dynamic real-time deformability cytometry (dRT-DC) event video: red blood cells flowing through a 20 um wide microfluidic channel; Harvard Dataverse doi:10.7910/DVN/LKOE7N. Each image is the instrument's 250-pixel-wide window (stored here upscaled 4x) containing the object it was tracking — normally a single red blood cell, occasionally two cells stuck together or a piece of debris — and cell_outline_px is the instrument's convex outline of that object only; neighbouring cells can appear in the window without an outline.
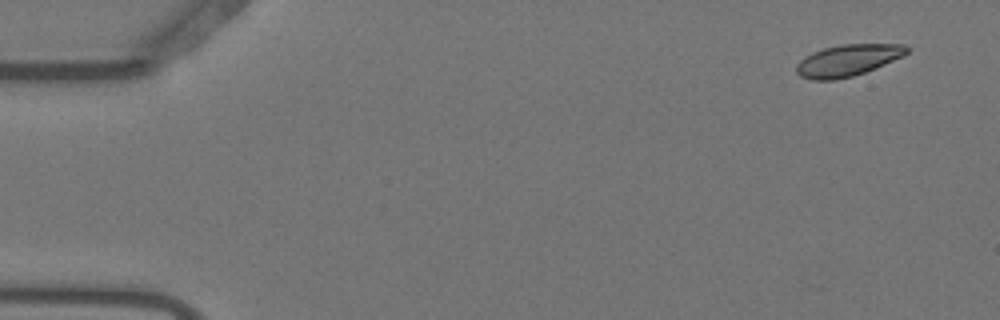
{"species": "Egyptian fruit bat (a non-hibernating species)", "species_latin": "Rousettus aegyptiacus", "temperature_condition": "warm", "stored_images_in_passage": 14, "camera_frame_rate_fps": 3000, "um_per_image_px": 0.085, "animal": {"sex": "female"}, "frame": {"image": 1, "passage_image": 4, "time_ms": 1.0, "image_size_px": [1000, 320], "cell_outline_px": [[908, 52], [904, 56], [876, 68], [852, 76], [836, 80], [812, 80], [800, 76], [796, 72], [796, 64], [800, 60], [812, 52], [824, 48], [840, 44], [904, 44], [908, 48]], "centroid_in_image_um": [72.05, 5.13], "position_along_channel_um": 12.9, "area_um2": 20.4}}